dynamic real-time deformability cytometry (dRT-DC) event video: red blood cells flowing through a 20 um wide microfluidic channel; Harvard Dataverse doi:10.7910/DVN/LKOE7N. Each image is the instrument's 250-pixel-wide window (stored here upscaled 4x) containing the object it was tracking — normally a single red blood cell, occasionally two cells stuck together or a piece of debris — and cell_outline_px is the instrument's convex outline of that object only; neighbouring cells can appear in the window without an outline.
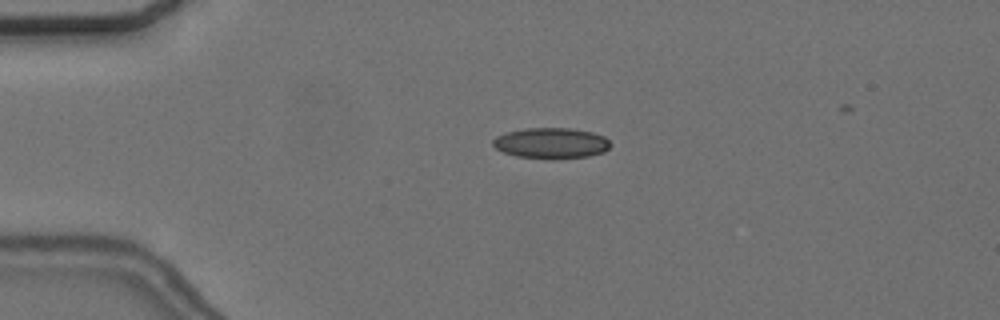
{"species": "common noctule bat (a hibernating species)", "species_latin": "Nyctalus noctula", "temperature_condition": "cold", "stored_images_in_passage": 52, "camera_frame_rate_fps": 3000, "um_per_image_px": 0.085, "animal": {"sex": "female", "body_mass_g": 24.6, "forearm_length_mm": 56.2}, "frame": {"image": 1, "passage_image": 14, "time_ms": 4.333, "image_size_px": [1000, 320], "cell_outline_px": [[612, 144], [604, 152], [588, 156], [556, 160], [552, 160], [516, 156], [504, 152], [496, 148], [492, 144], [492, 140], [496, 136], [508, 132], [528, 128], [572, 128], [592, 132], [604, 136]], "centroid_in_image_um": [46.87, 12.18], "position_along_channel_um": 38.1, "area_um2": 21.27}}
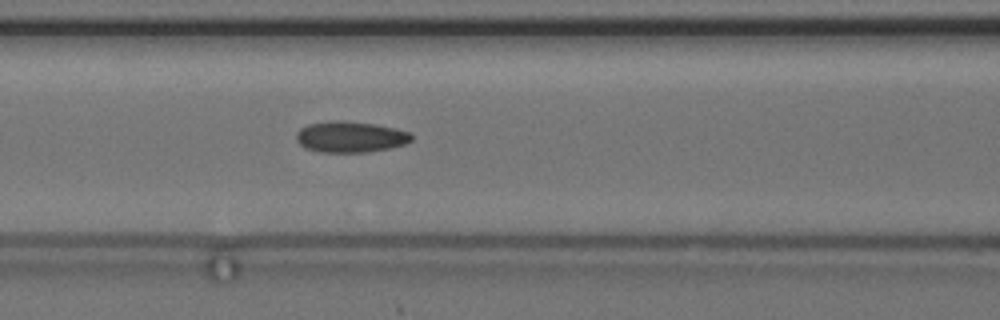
{"frame": {"image": 2, "passage_image": 25, "time_ms": 8.0, "image_size_px": [1000, 320], "cell_outline_px": [[412, 140], [404, 144], [388, 148], [368, 152], [320, 152], [304, 148], [296, 140], [296, 132], [300, 128], [308, 124], [332, 120], [336, 120], [372, 124], [396, 128], [408, 132], [412, 136]], "centroid_in_image_um": [29.73, 11.64], "position_along_channel_um": 136.9, "area_um2": 20.75}}
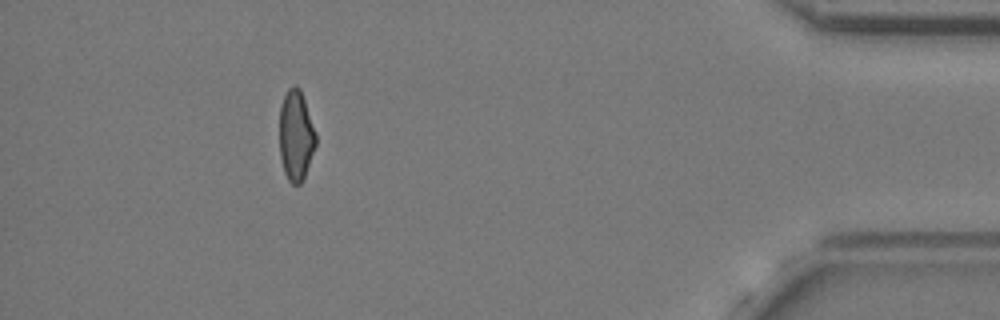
{"frame": {"image": 3, "passage_image": 52, "time_ms": 17.0, "image_size_px": [1000, 320], "cell_outline_px": [[316, 144], [304, 176], [300, 184], [292, 184], [288, 180], [284, 172], [280, 156], [280, 108], [284, 96], [288, 88], [292, 84], [296, 84], [300, 88], [316, 132]], "centroid_in_image_um": [25.15, 11.49], "position_along_channel_um": 410.1, "area_um2": 19.07}, "authors_computed_cell_mechanics": {"area_um2": 20.2878, "velocity_mm_per_s": 3.6531, "shape_relaxation_time_tau1_ms": null, "shape_relaxation_time_tau2_ms": 2.5265, "deformation_change_tau1": null, "deformation_change_tau2": 0.0996}}